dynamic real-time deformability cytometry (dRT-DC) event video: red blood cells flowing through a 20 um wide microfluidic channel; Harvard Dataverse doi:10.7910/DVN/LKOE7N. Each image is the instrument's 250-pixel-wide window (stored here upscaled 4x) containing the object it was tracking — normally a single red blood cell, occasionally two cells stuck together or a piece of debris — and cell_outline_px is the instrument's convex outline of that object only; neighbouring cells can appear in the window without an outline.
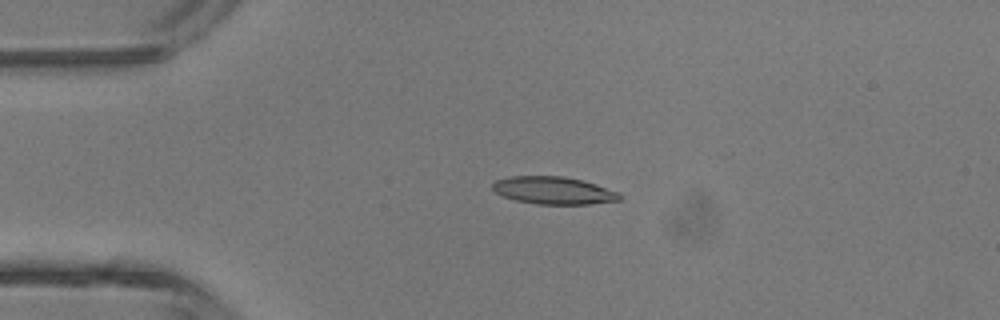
{"species": "common noctule bat (a hibernating species)", "species_latin": "Nyctalus noctula", "temperature_condition": "room temperature", "stored_images_in_passage": 4, "camera_frame_rate_fps": 3000, "um_per_image_px": 0.085, "animal": {"sex": "male", "body_mass_g": 13.3}, "frame": {"image": 1, "passage_image": 3, "time_ms": 2.333, "image_size_px": [1000, 320], "cell_outline_px": [[620, 200], [588, 204], [536, 204], [516, 200], [504, 196], [496, 192], [492, 188], [492, 184], [496, 180], [512, 176], [564, 176], [584, 180], [620, 192]], "centroid_in_image_um": [47.07, 16.18], "position_along_channel_um": 37.9, "area_um2": 20.35}}